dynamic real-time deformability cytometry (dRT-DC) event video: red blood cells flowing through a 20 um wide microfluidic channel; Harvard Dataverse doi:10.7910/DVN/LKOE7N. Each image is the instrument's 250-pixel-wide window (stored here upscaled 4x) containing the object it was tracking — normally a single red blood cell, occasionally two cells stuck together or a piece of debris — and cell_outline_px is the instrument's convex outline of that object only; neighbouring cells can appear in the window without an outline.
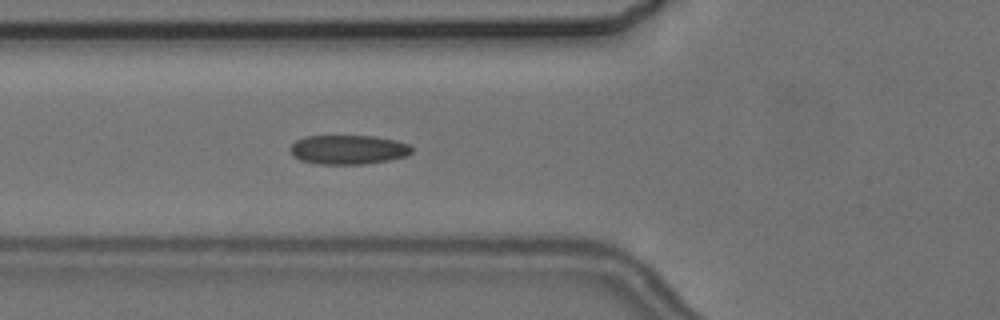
{"species": "common noctule bat (a hibernating species)", "species_latin": "Nyctalus noctula", "temperature_condition": "cold", "stored_images_in_passage": 4, "camera_frame_rate_fps": 3000, "um_per_image_px": 0.085, "animal": {"sex": "female", "body_mass_g": 24.6, "forearm_length_mm": 56.2}, "frame": {"image": 1, "passage_image": 4, "time_ms": 3.333, "image_size_px": [1000, 320], "cell_outline_px": [[412, 152], [408, 156], [388, 160], [364, 164], [320, 164], [300, 160], [292, 156], [292, 144], [296, 140], [308, 136], [376, 136], [396, 140], [408, 144], [412, 148]], "centroid_in_image_um": [29.63, 12.72], "position_along_channel_um": 96.2, "area_um2": 20.69}}